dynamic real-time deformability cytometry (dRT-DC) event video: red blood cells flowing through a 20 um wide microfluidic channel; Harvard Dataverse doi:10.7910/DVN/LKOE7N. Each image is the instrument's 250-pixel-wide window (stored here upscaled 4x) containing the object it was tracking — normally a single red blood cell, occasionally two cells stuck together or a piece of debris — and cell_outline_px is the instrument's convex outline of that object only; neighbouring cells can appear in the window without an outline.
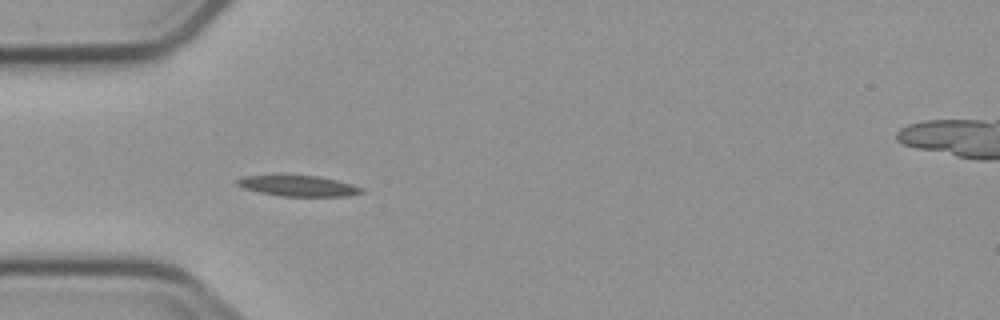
{"species": "common noctule bat (a hibernating species)", "species_latin": "Nyctalus noctula", "temperature_condition": "cold", "stored_images_in_passage": 6, "camera_frame_rate_fps": 3000, "um_per_image_px": 0.085, "animal": {"sex": "male", "body_mass_g": 23.1, "forearm_length_mm": 52.7}, "frame": {"image": 1, "passage_image": 3, "time_ms": 2.333, "image_size_px": [1000, 320], "cell_outline_px": [[364, 192], [348, 196], [280, 196], [260, 192], [244, 188], [236, 184], [236, 180], [240, 176], [276, 172], [280, 172], [320, 176], [352, 184], [364, 188]], "centroid_in_image_um": [25.26, 15.73], "position_along_channel_um": 59.7, "area_um2": 16.07}}
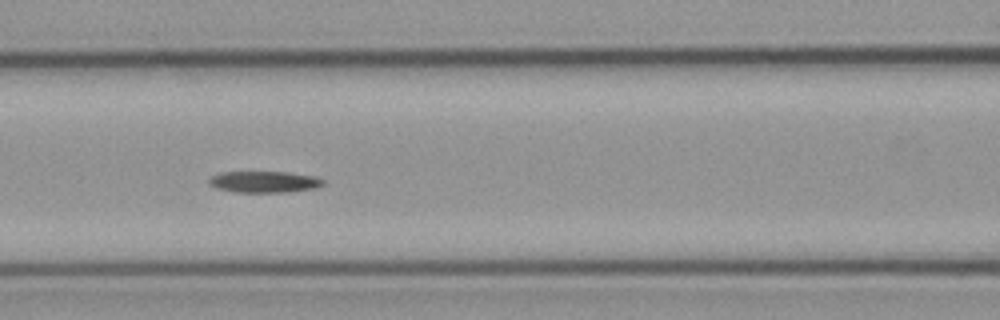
{"frame": {"image": 2, "passage_image": 5, "time_ms": 4.667, "image_size_px": [1000, 320], "cell_outline_px": [[324, 184], [316, 188], [288, 192], [236, 192], [216, 188], [208, 184], [208, 180], [212, 176], [220, 172], [288, 172], [316, 176], [324, 180]], "centroid_in_image_um": [22.47, 15.45], "position_along_channel_um": 144.1, "area_um2": 14.33}}
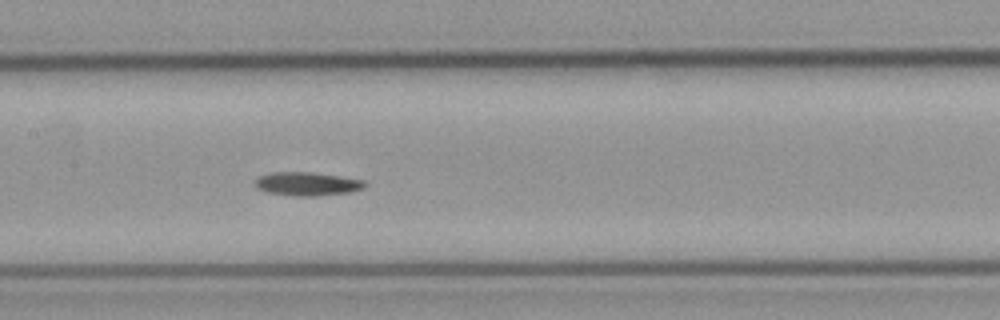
{"frame": {"image": 3, "passage_image": 6, "time_ms": 5.667, "image_size_px": [1000, 320], "cell_outline_px": [[368, 184], [364, 188], [348, 192], [316, 196], [292, 196], [268, 192], [256, 188], [256, 180], [260, 176], [272, 172], [312, 172], [340, 176], [364, 180]], "centroid_in_image_um": [26.13, 15.63], "position_along_channel_um": 181.3, "area_um2": 15.03}}